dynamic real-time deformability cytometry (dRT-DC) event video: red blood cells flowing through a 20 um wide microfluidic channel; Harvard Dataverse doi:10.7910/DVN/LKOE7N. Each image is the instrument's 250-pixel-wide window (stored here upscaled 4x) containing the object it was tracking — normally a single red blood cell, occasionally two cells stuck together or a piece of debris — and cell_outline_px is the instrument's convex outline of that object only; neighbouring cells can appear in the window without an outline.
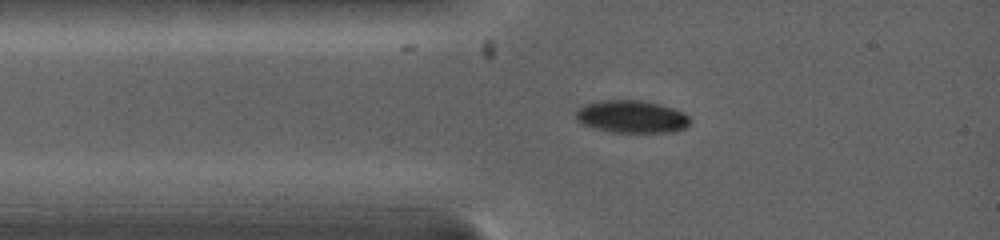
{"species": "common noctule bat (a hibernating species)", "species_latin": "Nyctalus noctula", "temperature_condition": "warm", "stored_images_in_passage": 38, "camera_frame_rate_fps": 5000, "um_per_image_px": 0.085, "animal": {"sex": "female", "body_mass_g": 19.0, "forearm_length_mm": 53.3}, "frame": {"image": 1, "passage_image": 1, "time_ms": 0.0, "image_size_px": [1000, 240], "cell_outline_px": [[692, 120], [684, 128], [676, 132], [612, 132], [596, 128], [584, 124], [576, 120], [576, 112], [584, 104], [600, 100], [644, 100], [660, 104], [684, 112]], "centroid_in_image_um": [53.72, 9.91], "position_along_channel_um": 31.3, "area_um2": 21.68}}
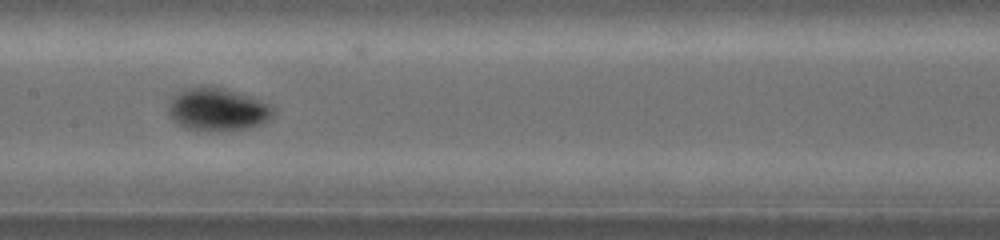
{"frame": {"image": 2, "passage_image": 9, "time_ms": 4.0, "image_size_px": [1000, 240], "cell_outline_px": [[276, 112], [268, 120], [260, 124], [248, 128], [208, 132], [196, 132], [184, 128], [172, 120], [168, 112], [168, 100], [176, 92], [184, 88], [200, 84], [212, 84], [272, 104], [276, 108]], "centroid_in_image_um": [18.43, 9.29], "position_along_channel_um": 189.0, "area_um2": 27.28}}
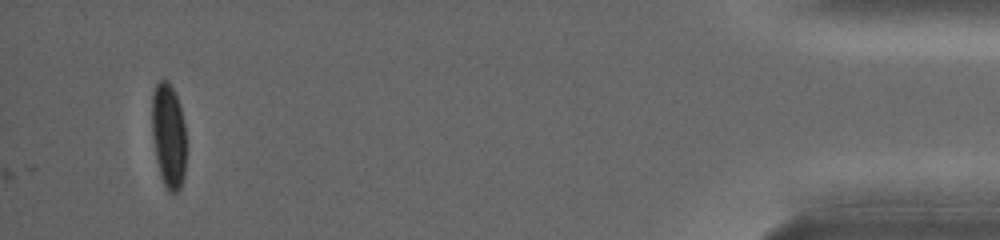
{"frame": {"image": 3, "passage_image": 38, "time_ms": 12.2, "image_size_px": [1000, 240], "cell_outline_px": [[184, 176], [180, 188], [176, 192], [168, 192], [160, 176], [152, 136], [152, 92], [156, 84], [160, 80], [168, 80], [180, 104], [184, 124]], "centroid_in_image_um": [14.3, 11.5], "position_along_channel_um": 420.9, "area_um2": 20.69}, "authors_computed_cell_mechanics": {"area_um2": 21.9062, "velocity_mm_per_s": 4.0974, "shape_relaxation_time_tau1_ms": 1.9722, "shape_relaxation_time_tau2_ms": null, "deformation_change_tau1": 0.1541, "deformation_change_tau2": null}}